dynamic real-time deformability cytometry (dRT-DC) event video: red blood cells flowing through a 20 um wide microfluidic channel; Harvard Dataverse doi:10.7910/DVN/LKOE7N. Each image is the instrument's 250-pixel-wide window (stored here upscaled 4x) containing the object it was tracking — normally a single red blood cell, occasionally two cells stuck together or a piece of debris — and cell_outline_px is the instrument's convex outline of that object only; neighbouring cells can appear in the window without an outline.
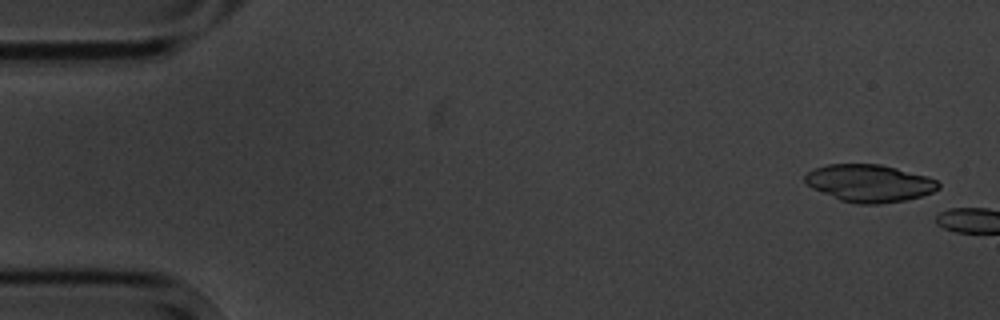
{"species": "common noctule bat (a hibernating species)", "species_latin": "Nyctalus noctula", "temperature_condition": "cold", "stored_images_in_passage": 2, "camera_frame_rate_fps": 3000, "um_per_image_px": 0.085, "animal": {"sex": "male", "body_mass_g": 20.1, "forearm_length_mm": 53.5}, "frame": {"image": 1, "passage_image": 1, "time_ms": 0.0, "image_size_px": [1000, 320], "cell_outline_px": [[940, 188], [932, 192], [920, 196], [904, 200], [880, 204], [856, 204], [840, 200], [812, 188], [804, 184], [804, 176], [808, 172], [816, 168], [828, 164], [880, 164], [928, 176], [936, 180], [940, 184]], "centroid_in_image_um": [73.88, 15.57], "position_along_channel_um": 11.1, "area_um2": 29.07}}